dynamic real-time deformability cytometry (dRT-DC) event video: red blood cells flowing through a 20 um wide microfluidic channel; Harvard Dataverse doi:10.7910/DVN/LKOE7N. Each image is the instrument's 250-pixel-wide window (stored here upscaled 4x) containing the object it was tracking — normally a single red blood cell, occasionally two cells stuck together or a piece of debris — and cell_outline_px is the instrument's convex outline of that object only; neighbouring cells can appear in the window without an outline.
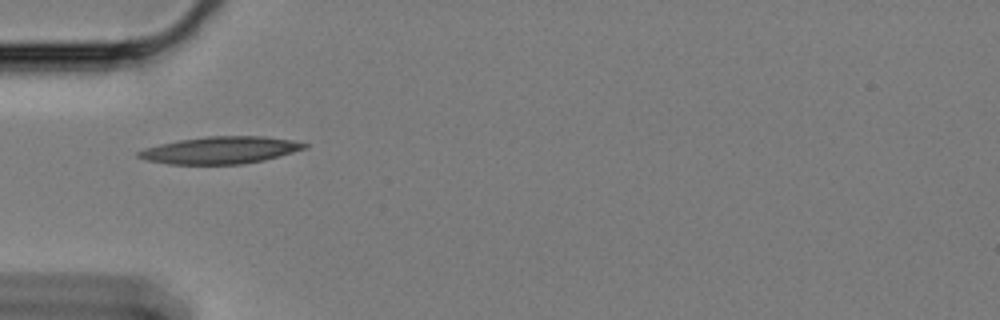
{"species": "Egyptian fruit bat (a non-hibernating species)", "species_latin": "Rousettus aegyptiacus", "temperature_condition": "cold", "stored_images_in_passage": 36, "camera_frame_rate_fps": 3000, "um_per_image_px": 0.085, "animal": {"sex": "female"}, "frame": {"image": 1, "passage_image": 1, "time_ms": 0.0, "image_size_px": [1000, 320], "cell_outline_px": [[308, 148], [264, 160], [244, 164], [168, 164], [148, 160], [136, 156], [136, 152], [144, 148], [160, 144], [180, 140], [204, 136], [264, 136], [292, 140], [308, 144]], "centroid_in_image_um": [18.74, 12.76], "position_along_channel_um": 66.3, "area_um2": 26.24}}
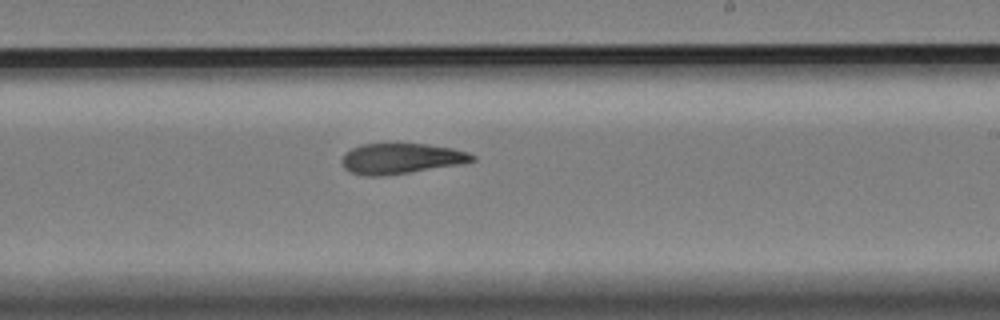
{"frame": {"image": 2, "passage_image": 18, "time_ms": 5.667, "image_size_px": [1000, 320], "cell_outline_px": [[476, 160], [460, 164], [384, 176], [368, 176], [352, 172], [344, 168], [340, 160], [352, 148], [360, 144], [424, 144], [452, 148], [468, 152], [476, 156]], "centroid_in_image_um": [34.1, 13.48], "position_along_channel_um": 254.9, "area_um2": 22.95}}
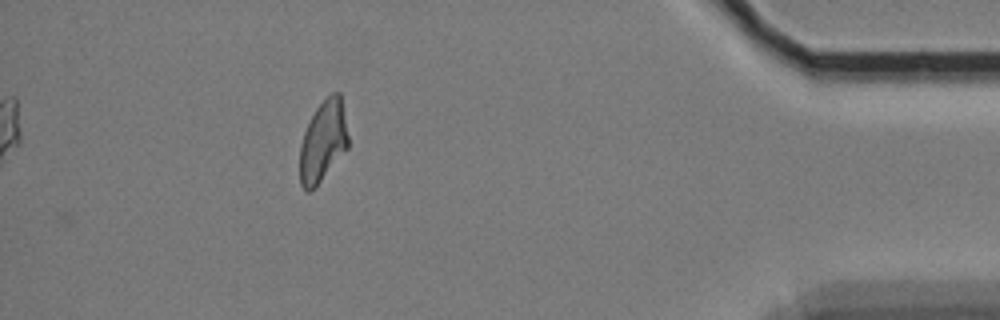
{"frame": {"image": 3, "passage_image": 36, "time_ms": 11.667, "image_size_px": [1000, 320], "cell_outline_px": [[348, 148], [320, 180], [308, 192], [300, 184], [300, 144], [304, 132], [316, 108], [332, 92], [340, 92], [348, 136]], "centroid_in_image_um": [27.46, 11.98], "position_along_channel_um": 407.7, "area_um2": 22.31}, "authors_computed_cell_mechanics": {"area_um2": 23.8136, "velocity_mm_per_s": 3.3267, "shape_relaxation_time_tau1_ms": null, "shape_relaxation_time_tau2_ms": 5.8574, "deformation_change_tau1": null, "deformation_change_tau2": 0.1427}}